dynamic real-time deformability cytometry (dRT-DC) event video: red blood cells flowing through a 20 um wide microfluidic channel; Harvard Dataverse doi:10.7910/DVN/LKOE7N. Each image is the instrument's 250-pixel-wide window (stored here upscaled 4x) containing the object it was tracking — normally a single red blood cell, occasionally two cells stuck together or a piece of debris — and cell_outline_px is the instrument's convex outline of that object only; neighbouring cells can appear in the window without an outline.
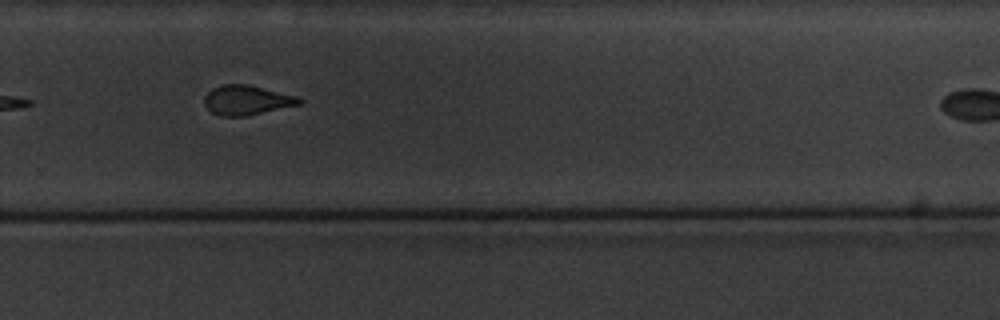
{"species": "common noctule bat (a hibernating species)", "species_latin": "Nyctalus noctula", "temperature_condition": "cold", "stored_images_in_passage": 11, "camera_frame_rate_fps": 3000, "um_per_image_px": 0.085, "animal": {"sex": "male", "body_mass_g": 20.1, "forearm_length_mm": 53.5}, "frame": {"image": 1, "passage_image": 8, "time_ms": 8.0, "image_size_px": [1000, 320], "cell_outline_px": [[304, 104], [244, 116], [220, 116], [212, 112], [204, 104], [204, 96], [212, 88], [220, 84], [248, 84], [296, 96], [304, 100]], "centroid_in_image_um": [20.98, 8.51], "position_along_channel_um": 308.8, "area_um2": 16.47}, "authors_computed_cell_mechanics": {"area_um2": 17.2822, "velocity_mm_per_s": 3.3706, "shape_relaxation_time_tau1_ms": 2.2182, "shape_relaxation_time_tau2_ms": 1.3668, "deformation_change_tau1": 0.2058, "deformation_change_tau2": 0.0944}}